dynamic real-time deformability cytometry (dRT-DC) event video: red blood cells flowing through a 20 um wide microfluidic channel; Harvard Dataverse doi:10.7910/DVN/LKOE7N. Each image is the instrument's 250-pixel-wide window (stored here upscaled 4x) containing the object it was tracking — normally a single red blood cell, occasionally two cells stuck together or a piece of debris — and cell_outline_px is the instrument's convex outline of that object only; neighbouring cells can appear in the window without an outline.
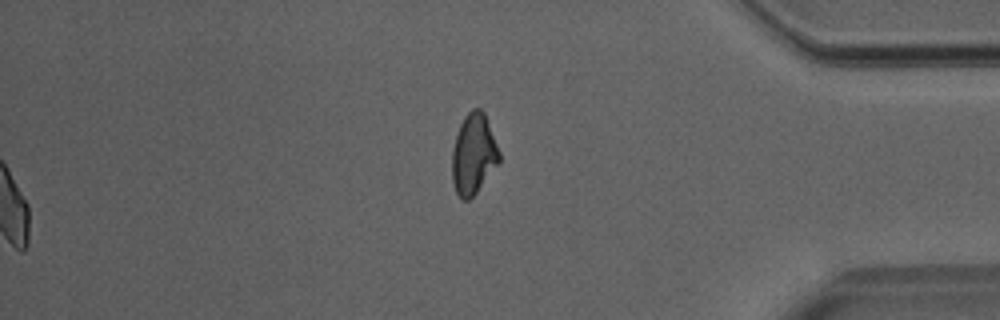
{"species": "Egyptian fruit bat (a non-hibernating species)", "species_latin": "Rousettus aegyptiacus", "temperature_condition": "room temperature", "stored_images_in_passage": 49, "segment_of_instrument_passage": [2, 2], "camera_frame_rate_fps": 3000, "um_per_image_px": 0.085, "animal": {"sex": "male"}, "frame": {"image": 1, "passage_image": 49, "time_ms": 16.0, "image_size_px": [1000, 320], "cell_outline_px": [[500, 160], [476, 192], [468, 200], [464, 200], [456, 192], [452, 180], [452, 148], [460, 124], [464, 116], [472, 108], [480, 108], [484, 112], [500, 152]], "centroid_in_image_um": [40.23, 13.07], "position_along_channel_um": 395.0, "area_um2": 21.85}}